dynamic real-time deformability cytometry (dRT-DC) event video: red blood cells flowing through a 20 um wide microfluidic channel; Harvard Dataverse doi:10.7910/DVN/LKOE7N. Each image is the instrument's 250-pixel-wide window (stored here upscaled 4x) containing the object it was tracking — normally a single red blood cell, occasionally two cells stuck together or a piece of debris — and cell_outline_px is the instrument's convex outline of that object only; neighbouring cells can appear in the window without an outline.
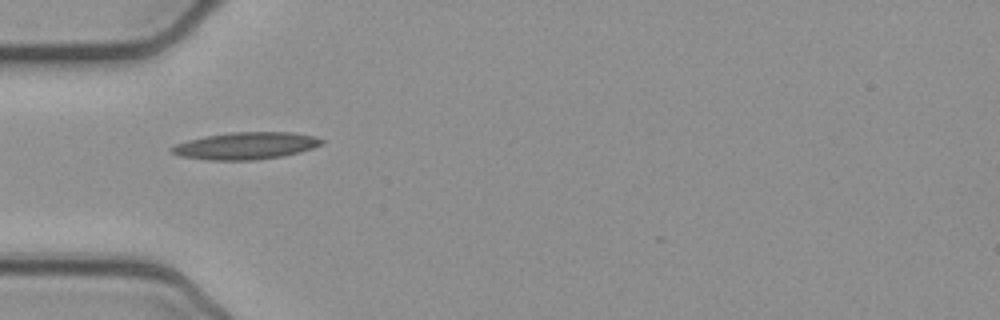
{"species": "common noctule bat (a hibernating species)", "species_latin": "Nyctalus noctula", "temperature_condition": "cold", "stored_images_in_passage": 37, "camera_frame_rate_fps": 3000, "um_per_image_px": 0.085, "animal": {"sex": "female", "body_mass_g": 21.9}, "frame": {"image": 1, "passage_image": 1, "time_ms": 0.0, "image_size_px": [1000, 320], "cell_outline_px": [[324, 140], [320, 144], [312, 148], [300, 152], [284, 156], [256, 160], [208, 160], [180, 156], [168, 152], [168, 148], [176, 144], [188, 140], [204, 136], [232, 132], [292, 132], [312, 136]], "centroid_in_image_um": [20.83, 12.4], "position_along_channel_um": 64.2, "area_um2": 23.76}}
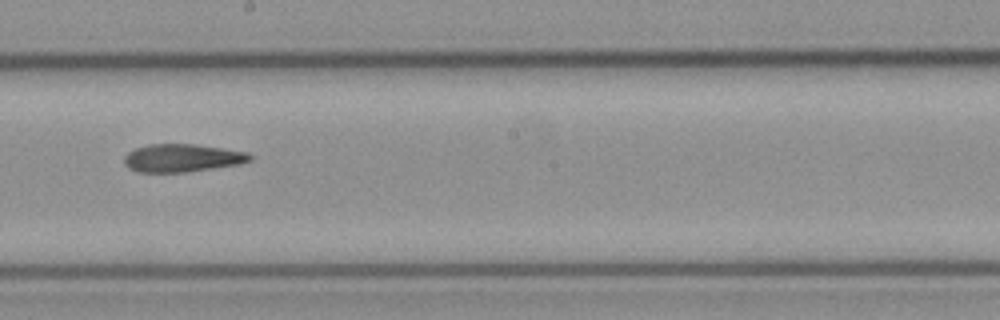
{"frame": {"image": 2, "passage_image": 14, "time_ms": 4.333, "image_size_px": [1000, 320], "cell_outline_px": [[252, 160], [240, 164], [184, 172], [140, 172], [128, 168], [124, 164], [124, 156], [128, 152], [136, 148], [148, 144], [196, 144], [248, 152], [252, 156]], "centroid_in_image_um": [15.48, 13.42], "position_along_channel_um": 232.7, "area_um2": 20.46}}
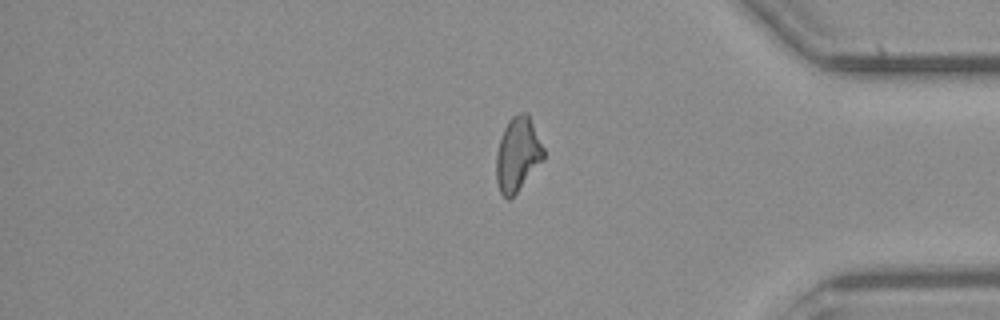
{"frame": {"image": 3, "passage_image": 28, "time_ms": 9.0, "image_size_px": [1000, 320], "cell_outline_px": [[544, 160], [516, 192], [508, 200], [500, 192], [496, 180], [496, 152], [504, 128], [508, 120], [512, 116], [520, 112], [528, 112], [544, 148]], "centroid_in_image_um": [44.0, 13.09], "position_along_channel_um": 391.2, "area_um2": 20.46}, "authors_computed_cell_mechanics": {"area_um2": 20.5768, "velocity_mm_per_s": 3.8822, "shape_relaxation_time_tau1_ms": 10.6992, "shape_relaxation_time_tau2_ms": 7.1705, "deformation_change_tau1": 0.2558, "deformation_change_tau2": 0.1905}}